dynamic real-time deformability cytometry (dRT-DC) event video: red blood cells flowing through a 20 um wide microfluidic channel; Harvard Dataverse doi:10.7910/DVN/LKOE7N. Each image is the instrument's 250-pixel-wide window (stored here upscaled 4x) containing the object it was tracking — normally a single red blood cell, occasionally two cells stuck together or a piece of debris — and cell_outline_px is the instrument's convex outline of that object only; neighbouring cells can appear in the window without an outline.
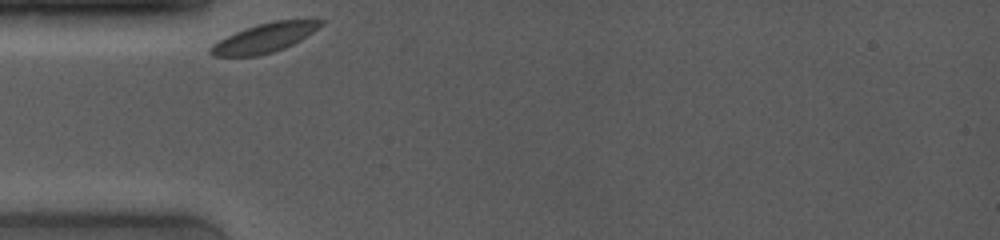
{"species": "common noctule bat (a hibernating species)", "species_latin": "Nyctalus noctula", "temperature_condition": "room temperature", "stored_images_in_passage": 10, "camera_frame_rate_fps": 4000, "um_per_image_px": 0.085, "animal": {"sex": "female", "body_mass_g": 19.0, "forearm_length_mm": 53.3}, "frame": {"image": 1, "passage_image": 1, "time_ms": 0.0, "image_size_px": [1000, 240], "cell_outline_px": [[324, 24], [300, 40], [284, 48], [272, 52], [256, 56], [212, 56], [208, 52], [208, 48], [212, 44], [236, 32], [272, 20], [324, 20]], "centroid_in_image_um": [22.46, 3.23], "position_along_channel_um": 62.5, "area_um2": 18.38}}
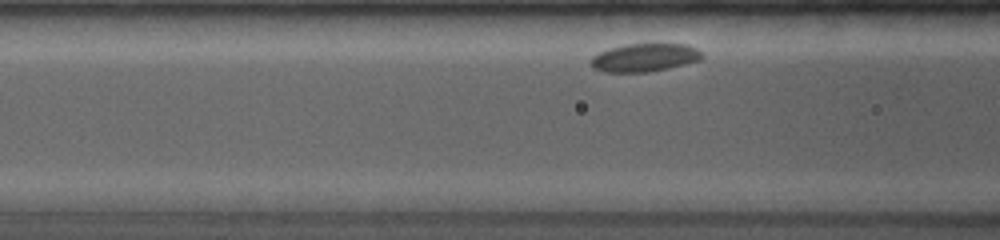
{"frame": {"image": 2, "passage_image": 8, "time_ms": 1.5, "image_size_px": [1000, 240], "cell_outline_px": [[704, 56], [700, 60], [668, 68], [648, 72], [604, 72], [592, 68], [592, 56], [608, 48], [624, 44], [688, 44], [696, 48]], "centroid_in_image_um": [54.78, 4.89], "position_along_channel_um": 111.8, "area_um2": 18.21}}